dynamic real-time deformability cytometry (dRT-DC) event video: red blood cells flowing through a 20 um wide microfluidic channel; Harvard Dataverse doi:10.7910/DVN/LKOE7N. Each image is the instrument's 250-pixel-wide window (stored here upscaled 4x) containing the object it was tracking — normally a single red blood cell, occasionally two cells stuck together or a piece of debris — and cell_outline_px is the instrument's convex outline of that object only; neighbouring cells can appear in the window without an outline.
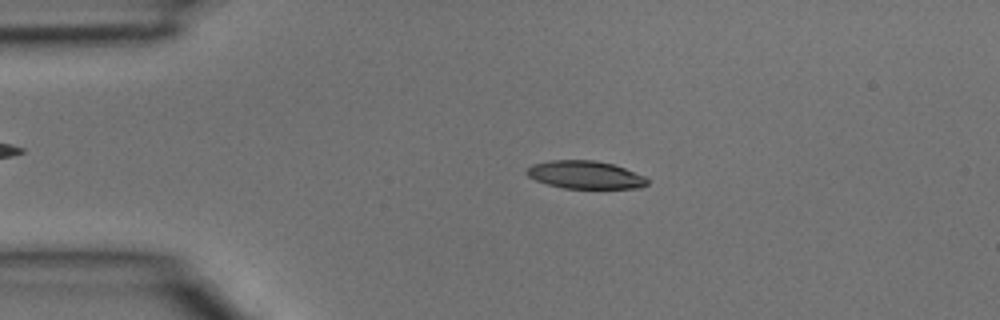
{"species": "common noctule bat (a hibernating species)", "species_latin": "Nyctalus noctula", "temperature_condition": "room temperature", "stored_images_in_passage": 35, "camera_frame_rate_fps": 3000, "um_per_image_px": 0.085, "animal": {"sex": "male", "body_mass_g": 15.6}, "frame": {"image": 1, "passage_image": 4, "time_ms": 1.0, "image_size_px": [1000, 320], "cell_outline_px": [[648, 184], [640, 188], [564, 188], [548, 184], [536, 180], [528, 176], [524, 172], [532, 164], [552, 160], [596, 160], [612, 164], [624, 168], [644, 176], [648, 180]], "centroid_in_image_um": [49.73, 14.85], "position_along_channel_um": 35.3, "area_um2": 19.48}}
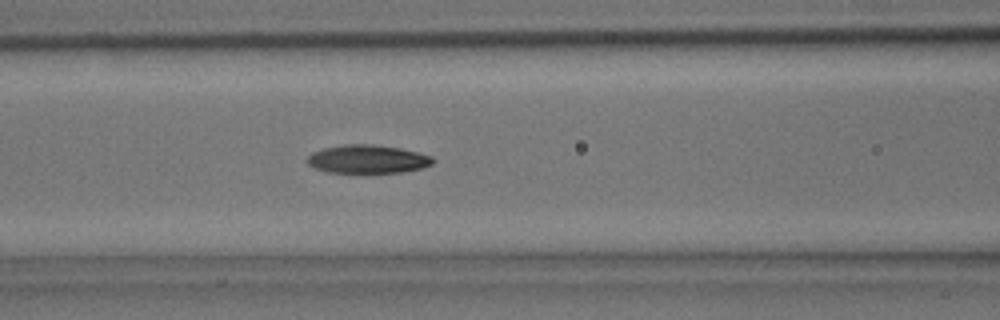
{"frame": {"image": 2, "passage_image": 12, "time_ms": 3.667, "image_size_px": [1000, 320], "cell_outline_px": [[436, 160], [432, 164], [420, 168], [400, 172], [328, 172], [316, 168], [308, 164], [308, 156], [312, 152], [324, 148], [344, 144], [372, 144], [400, 148], [432, 156]], "centroid_in_image_um": [31.25, 13.51], "position_along_channel_um": 135.3, "area_um2": 20.52}}
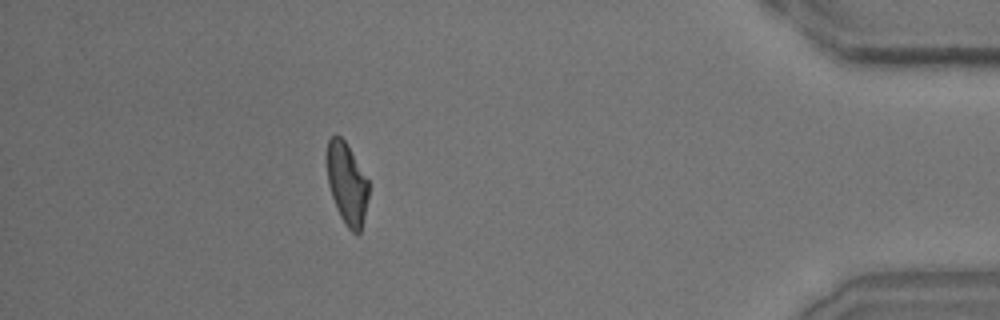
{"frame": {"image": 3, "passage_image": 31, "time_ms": 10.0, "image_size_px": [1000, 320], "cell_outline_px": [[368, 200], [360, 232], [352, 232], [348, 228], [340, 216], [332, 196], [328, 184], [328, 140], [332, 136], [340, 136], [344, 140], [368, 180]], "centroid_in_image_um": [29.5, 15.63], "position_along_channel_um": 405.7, "area_um2": 19.19}}